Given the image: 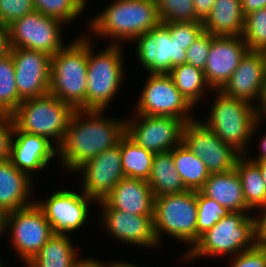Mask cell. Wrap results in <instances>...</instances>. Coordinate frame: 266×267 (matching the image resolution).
Segmentation results:
<instances>
[{
	"mask_svg": "<svg viewBox=\"0 0 266 267\" xmlns=\"http://www.w3.org/2000/svg\"><path fill=\"white\" fill-rule=\"evenodd\" d=\"M255 163L259 166L261 175L263 177V181L266 185V160H262V161H255Z\"/></svg>",
	"mask_w": 266,
	"mask_h": 267,
	"instance_id": "51",
	"label": "cell"
},
{
	"mask_svg": "<svg viewBox=\"0 0 266 267\" xmlns=\"http://www.w3.org/2000/svg\"><path fill=\"white\" fill-rule=\"evenodd\" d=\"M126 119V134L138 145L153 153L173 150L182 143V119L168 116L134 115Z\"/></svg>",
	"mask_w": 266,
	"mask_h": 267,
	"instance_id": "13",
	"label": "cell"
},
{
	"mask_svg": "<svg viewBox=\"0 0 266 267\" xmlns=\"http://www.w3.org/2000/svg\"><path fill=\"white\" fill-rule=\"evenodd\" d=\"M154 198L147 181L123 177L97 204L135 215H154Z\"/></svg>",
	"mask_w": 266,
	"mask_h": 267,
	"instance_id": "22",
	"label": "cell"
},
{
	"mask_svg": "<svg viewBox=\"0 0 266 267\" xmlns=\"http://www.w3.org/2000/svg\"><path fill=\"white\" fill-rule=\"evenodd\" d=\"M232 257L231 267H266V249L261 244Z\"/></svg>",
	"mask_w": 266,
	"mask_h": 267,
	"instance_id": "40",
	"label": "cell"
},
{
	"mask_svg": "<svg viewBox=\"0 0 266 267\" xmlns=\"http://www.w3.org/2000/svg\"><path fill=\"white\" fill-rule=\"evenodd\" d=\"M75 172L82 173V190L96 203L101 201L124 177L119 144L88 160Z\"/></svg>",
	"mask_w": 266,
	"mask_h": 267,
	"instance_id": "17",
	"label": "cell"
},
{
	"mask_svg": "<svg viewBox=\"0 0 266 267\" xmlns=\"http://www.w3.org/2000/svg\"><path fill=\"white\" fill-rule=\"evenodd\" d=\"M56 155L57 148L45 137L14 128L10 160L18 170L34 179L33 171L44 170Z\"/></svg>",
	"mask_w": 266,
	"mask_h": 267,
	"instance_id": "20",
	"label": "cell"
},
{
	"mask_svg": "<svg viewBox=\"0 0 266 267\" xmlns=\"http://www.w3.org/2000/svg\"><path fill=\"white\" fill-rule=\"evenodd\" d=\"M68 235L53 234L27 267H75L81 260Z\"/></svg>",
	"mask_w": 266,
	"mask_h": 267,
	"instance_id": "26",
	"label": "cell"
},
{
	"mask_svg": "<svg viewBox=\"0 0 266 267\" xmlns=\"http://www.w3.org/2000/svg\"><path fill=\"white\" fill-rule=\"evenodd\" d=\"M96 202L83 191L63 189L52 193L49 198L35 201L43 210L52 227L53 234L68 235L79 230L88 220L89 206Z\"/></svg>",
	"mask_w": 266,
	"mask_h": 267,
	"instance_id": "15",
	"label": "cell"
},
{
	"mask_svg": "<svg viewBox=\"0 0 266 267\" xmlns=\"http://www.w3.org/2000/svg\"><path fill=\"white\" fill-rule=\"evenodd\" d=\"M108 267H144V266H140V265H136L135 263H129V262H122V261H110L108 263Z\"/></svg>",
	"mask_w": 266,
	"mask_h": 267,
	"instance_id": "50",
	"label": "cell"
},
{
	"mask_svg": "<svg viewBox=\"0 0 266 267\" xmlns=\"http://www.w3.org/2000/svg\"><path fill=\"white\" fill-rule=\"evenodd\" d=\"M6 230L13 250L24 264L28 263L53 236L50 223L36 202L8 212Z\"/></svg>",
	"mask_w": 266,
	"mask_h": 267,
	"instance_id": "9",
	"label": "cell"
},
{
	"mask_svg": "<svg viewBox=\"0 0 266 267\" xmlns=\"http://www.w3.org/2000/svg\"><path fill=\"white\" fill-rule=\"evenodd\" d=\"M243 14L247 15L260 8H266V0H241Z\"/></svg>",
	"mask_w": 266,
	"mask_h": 267,
	"instance_id": "45",
	"label": "cell"
},
{
	"mask_svg": "<svg viewBox=\"0 0 266 267\" xmlns=\"http://www.w3.org/2000/svg\"><path fill=\"white\" fill-rule=\"evenodd\" d=\"M156 4L162 23L200 21L193 0H156Z\"/></svg>",
	"mask_w": 266,
	"mask_h": 267,
	"instance_id": "35",
	"label": "cell"
},
{
	"mask_svg": "<svg viewBox=\"0 0 266 267\" xmlns=\"http://www.w3.org/2000/svg\"><path fill=\"white\" fill-rule=\"evenodd\" d=\"M102 227L107 233L123 243L134 246L159 247L155 230L154 215H135L111 207H102Z\"/></svg>",
	"mask_w": 266,
	"mask_h": 267,
	"instance_id": "19",
	"label": "cell"
},
{
	"mask_svg": "<svg viewBox=\"0 0 266 267\" xmlns=\"http://www.w3.org/2000/svg\"><path fill=\"white\" fill-rule=\"evenodd\" d=\"M262 246L266 249V241L262 244Z\"/></svg>",
	"mask_w": 266,
	"mask_h": 267,
	"instance_id": "54",
	"label": "cell"
},
{
	"mask_svg": "<svg viewBox=\"0 0 266 267\" xmlns=\"http://www.w3.org/2000/svg\"><path fill=\"white\" fill-rule=\"evenodd\" d=\"M69 43L51 56L49 93L74 109L86 110L87 37Z\"/></svg>",
	"mask_w": 266,
	"mask_h": 267,
	"instance_id": "3",
	"label": "cell"
},
{
	"mask_svg": "<svg viewBox=\"0 0 266 267\" xmlns=\"http://www.w3.org/2000/svg\"><path fill=\"white\" fill-rule=\"evenodd\" d=\"M244 20L241 0H216L202 23L213 36H241Z\"/></svg>",
	"mask_w": 266,
	"mask_h": 267,
	"instance_id": "25",
	"label": "cell"
},
{
	"mask_svg": "<svg viewBox=\"0 0 266 267\" xmlns=\"http://www.w3.org/2000/svg\"><path fill=\"white\" fill-rule=\"evenodd\" d=\"M33 11V0H0V24L8 26Z\"/></svg>",
	"mask_w": 266,
	"mask_h": 267,
	"instance_id": "39",
	"label": "cell"
},
{
	"mask_svg": "<svg viewBox=\"0 0 266 267\" xmlns=\"http://www.w3.org/2000/svg\"><path fill=\"white\" fill-rule=\"evenodd\" d=\"M208 118L202 121L221 141L231 145L241 155L248 154V146L261 124L255 106L215 90ZM248 149V150H246Z\"/></svg>",
	"mask_w": 266,
	"mask_h": 267,
	"instance_id": "4",
	"label": "cell"
},
{
	"mask_svg": "<svg viewBox=\"0 0 266 267\" xmlns=\"http://www.w3.org/2000/svg\"><path fill=\"white\" fill-rule=\"evenodd\" d=\"M168 74L176 88L194 108V105L207 94V90L212 91L205 80L204 71L193 65L187 63L177 65Z\"/></svg>",
	"mask_w": 266,
	"mask_h": 267,
	"instance_id": "31",
	"label": "cell"
},
{
	"mask_svg": "<svg viewBox=\"0 0 266 267\" xmlns=\"http://www.w3.org/2000/svg\"><path fill=\"white\" fill-rule=\"evenodd\" d=\"M120 153L124 177L147 181L155 153L138 145L127 134L120 139Z\"/></svg>",
	"mask_w": 266,
	"mask_h": 267,
	"instance_id": "30",
	"label": "cell"
},
{
	"mask_svg": "<svg viewBox=\"0 0 266 267\" xmlns=\"http://www.w3.org/2000/svg\"><path fill=\"white\" fill-rule=\"evenodd\" d=\"M256 244L254 216L249 212H229L202 233L182 259L191 262L203 256H235Z\"/></svg>",
	"mask_w": 266,
	"mask_h": 267,
	"instance_id": "5",
	"label": "cell"
},
{
	"mask_svg": "<svg viewBox=\"0 0 266 267\" xmlns=\"http://www.w3.org/2000/svg\"><path fill=\"white\" fill-rule=\"evenodd\" d=\"M197 230L198 239L202 233L212 228L220 218L225 217L230 211L218 204L215 200L204 196L197 191Z\"/></svg>",
	"mask_w": 266,
	"mask_h": 267,
	"instance_id": "36",
	"label": "cell"
},
{
	"mask_svg": "<svg viewBox=\"0 0 266 267\" xmlns=\"http://www.w3.org/2000/svg\"><path fill=\"white\" fill-rule=\"evenodd\" d=\"M255 109L258 122L261 123L263 122L262 120H266V84L263 87L258 104L255 105Z\"/></svg>",
	"mask_w": 266,
	"mask_h": 267,
	"instance_id": "46",
	"label": "cell"
},
{
	"mask_svg": "<svg viewBox=\"0 0 266 267\" xmlns=\"http://www.w3.org/2000/svg\"><path fill=\"white\" fill-rule=\"evenodd\" d=\"M248 157L241 155L236 161L235 169L242 183L244 200L253 211L266 203V185L259 166Z\"/></svg>",
	"mask_w": 266,
	"mask_h": 267,
	"instance_id": "29",
	"label": "cell"
},
{
	"mask_svg": "<svg viewBox=\"0 0 266 267\" xmlns=\"http://www.w3.org/2000/svg\"><path fill=\"white\" fill-rule=\"evenodd\" d=\"M148 79L137 101L136 113L144 116H168L194 120L193 106L176 88L169 74L148 73Z\"/></svg>",
	"mask_w": 266,
	"mask_h": 267,
	"instance_id": "10",
	"label": "cell"
},
{
	"mask_svg": "<svg viewBox=\"0 0 266 267\" xmlns=\"http://www.w3.org/2000/svg\"><path fill=\"white\" fill-rule=\"evenodd\" d=\"M13 131L11 116H0V162L10 159Z\"/></svg>",
	"mask_w": 266,
	"mask_h": 267,
	"instance_id": "41",
	"label": "cell"
},
{
	"mask_svg": "<svg viewBox=\"0 0 266 267\" xmlns=\"http://www.w3.org/2000/svg\"><path fill=\"white\" fill-rule=\"evenodd\" d=\"M104 261L101 262L98 259H92L90 258H82L76 265L75 267H108V262L103 263Z\"/></svg>",
	"mask_w": 266,
	"mask_h": 267,
	"instance_id": "47",
	"label": "cell"
},
{
	"mask_svg": "<svg viewBox=\"0 0 266 267\" xmlns=\"http://www.w3.org/2000/svg\"><path fill=\"white\" fill-rule=\"evenodd\" d=\"M11 40L9 27L0 24V58H3L11 53Z\"/></svg>",
	"mask_w": 266,
	"mask_h": 267,
	"instance_id": "44",
	"label": "cell"
},
{
	"mask_svg": "<svg viewBox=\"0 0 266 267\" xmlns=\"http://www.w3.org/2000/svg\"><path fill=\"white\" fill-rule=\"evenodd\" d=\"M216 0H193V7L196 12V17L200 21H204L209 15Z\"/></svg>",
	"mask_w": 266,
	"mask_h": 267,
	"instance_id": "43",
	"label": "cell"
},
{
	"mask_svg": "<svg viewBox=\"0 0 266 267\" xmlns=\"http://www.w3.org/2000/svg\"><path fill=\"white\" fill-rule=\"evenodd\" d=\"M197 191L165 194L154 198V230L157 241L162 233L185 242L190 249L198 241Z\"/></svg>",
	"mask_w": 266,
	"mask_h": 267,
	"instance_id": "8",
	"label": "cell"
},
{
	"mask_svg": "<svg viewBox=\"0 0 266 267\" xmlns=\"http://www.w3.org/2000/svg\"><path fill=\"white\" fill-rule=\"evenodd\" d=\"M8 211L0 206V235L6 233Z\"/></svg>",
	"mask_w": 266,
	"mask_h": 267,
	"instance_id": "49",
	"label": "cell"
},
{
	"mask_svg": "<svg viewBox=\"0 0 266 267\" xmlns=\"http://www.w3.org/2000/svg\"><path fill=\"white\" fill-rule=\"evenodd\" d=\"M0 267H5V264L0 261Z\"/></svg>",
	"mask_w": 266,
	"mask_h": 267,
	"instance_id": "53",
	"label": "cell"
},
{
	"mask_svg": "<svg viewBox=\"0 0 266 267\" xmlns=\"http://www.w3.org/2000/svg\"><path fill=\"white\" fill-rule=\"evenodd\" d=\"M15 67V81L19 97H41L49 93L51 56L41 51L24 48L11 49Z\"/></svg>",
	"mask_w": 266,
	"mask_h": 267,
	"instance_id": "16",
	"label": "cell"
},
{
	"mask_svg": "<svg viewBox=\"0 0 266 267\" xmlns=\"http://www.w3.org/2000/svg\"><path fill=\"white\" fill-rule=\"evenodd\" d=\"M64 24L57 18L34 10L8 25L11 46L53 56L65 46L61 39Z\"/></svg>",
	"mask_w": 266,
	"mask_h": 267,
	"instance_id": "11",
	"label": "cell"
},
{
	"mask_svg": "<svg viewBox=\"0 0 266 267\" xmlns=\"http://www.w3.org/2000/svg\"><path fill=\"white\" fill-rule=\"evenodd\" d=\"M23 100L15 81V67L11 54L0 58V116H10Z\"/></svg>",
	"mask_w": 266,
	"mask_h": 267,
	"instance_id": "32",
	"label": "cell"
},
{
	"mask_svg": "<svg viewBox=\"0 0 266 267\" xmlns=\"http://www.w3.org/2000/svg\"><path fill=\"white\" fill-rule=\"evenodd\" d=\"M172 156L185 188L199 191L210 175L205 163L183 143L172 150Z\"/></svg>",
	"mask_w": 266,
	"mask_h": 267,
	"instance_id": "28",
	"label": "cell"
},
{
	"mask_svg": "<svg viewBox=\"0 0 266 267\" xmlns=\"http://www.w3.org/2000/svg\"><path fill=\"white\" fill-rule=\"evenodd\" d=\"M264 85V64L261 52L248 51L220 90L227 96L255 106L253 103L256 100V103L259 102Z\"/></svg>",
	"mask_w": 266,
	"mask_h": 267,
	"instance_id": "21",
	"label": "cell"
},
{
	"mask_svg": "<svg viewBox=\"0 0 266 267\" xmlns=\"http://www.w3.org/2000/svg\"><path fill=\"white\" fill-rule=\"evenodd\" d=\"M248 51L266 50V8H260L245 15L242 33Z\"/></svg>",
	"mask_w": 266,
	"mask_h": 267,
	"instance_id": "34",
	"label": "cell"
},
{
	"mask_svg": "<svg viewBox=\"0 0 266 267\" xmlns=\"http://www.w3.org/2000/svg\"><path fill=\"white\" fill-rule=\"evenodd\" d=\"M262 215L254 217L255 237L257 244H263L266 241V203L256 208Z\"/></svg>",
	"mask_w": 266,
	"mask_h": 267,
	"instance_id": "42",
	"label": "cell"
},
{
	"mask_svg": "<svg viewBox=\"0 0 266 267\" xmlns=\"http://www.w3.org/2000/svg\"><path fill=\"white\" fill-rule=\"evenodd\" d=\"M199 191L230 212H252L244 200L242 183L235 168L225 173H211Z\"/></svg>",
	"mask_w": 266,
	"mask_h": 267,
	"instance_id": "24",
	"label": "cell"
},
{
	"mask_svg": "<svg viewBox=\"0 0 266 267\" xmlns=\"http://www.w3.org/2000/svg\"><path fill=\"white\" fill-rule=\"evenodd\" d=\"M33 179L18 170L11 160L0 162V206L11 212L30 206ZM29 197V198H28Z\"/></svg>",
	"mask_w": 266,
	"mask_h": 267,
	"instance_id": "23",
	"label": "cell"
},
{
	"mask_svg": "<svg viewBox=\"0 0 266 267\" xmlns=\"http://www.w3.org/2000/svg\"><path fill=\"white\" fill-rule=\"evenodd\" d=\"M147 182L152 189L154 197L181 193L187 190L175 168L172 150L155 153Z\"/></svg>",
	"mask_w": 266,
	"mask_h": 267,
	"instance_id": "27",
	"label": "cell"
},
{
	"mask_svg": "<svg viewBox=\"0 0 266 267\" xmlns=\"http://www.w3.org/2000/svg\"><path fill=\"white\" fill-rule=\"evenodd\" d=\"M89 37L87 36L86 110L106 111L124 80L123 48L121 45L110 44L95 54L92 37Z\"/></svg>",
	"mask_w": 266,
	"mask_h": 267,
	"instance_id": "7",
	"label": "cell"
},
{
	"mask_svg": "<svg viewBox=\"0 0 266 267\" xmlns=\"http://www.w3.org/2000/svg\"><path fill=\"white\" fill-rule=\"evenodd\" d=\"M74 108L50 93L24 99L10 115L17 131L45 137L60 146Z\"/></svg>",
	"mask_w": 266,
	"mask_h": 267,
	"instance_id": "6",
	"label": "cell"
},
{
	"mask_svg": "<svg viewBox=\"0 0 266 267\" xmlns=\"http://www.w3.org/2000/svg\"><path fill=\"white\" fill-rule=\"evenodd\" d=\"M211 41L212 34L203 31L186 50L185 63L204 70L210 51Z\"/></svg>",
	"mask_w": 266,
	"mask_h": 267,
	"instance_id": "38",
	"label": "cell"
},
{
	"mask_svg": "<svg viewBox=\"0 0 266 267\" xmlns=\"http://www.w3.org/2000/svg\"><path fill=\"white\" fill-rule=\"evenodd\" d=\"M135 41L137 57L149 73L168 74L173 67L185 63L184 46L171 38L169 29L163 23Z\"/></svg>",
	"mask_w": 266,
	"mask_h": 267,
	"instance_id": "14",
	"label": "cell"
},
{
	"mask_svg": "<svg viewBox=\"0 0 266 267\" xmlns=\"http://www.w3.org/2000/svg\"><path fill=\"white\" fill-rule=\"evenodd\" d=\"M260 154H258V156L254 157V158H248L250 161L255 162V161H262V160H266V134L262 136L261 140H260Z\"/></svg>",
	"mask_w": 266,
	"mask_h": 267,
	"instance_id": "48",
	"label": "cell"
},
{
	"mask_svg": "<svg viewBox=\"0 0 266 267\" xmlns=\"http://www.w3.org/2000/svg\"><path fill=\"white\" fill-rule=\"evenodd\" d=\"M104 113L105 110H74L63 141L57 148V157L70 174L96 155L119 144L126 134V120L110 119Z\"/></svg>",
	"mask_w": 266,
	"mask_h": 267,
	"instance_id": "1",
	"label": "cell"
},
{
	"mask_svg": "<svg viewBox=\"0 0 266 267\" xmlns=\"http://www.w3.org/2000/svg\"><path fill=\"white\" fill-rule=\"evenodd\" d=\"M182 143L200 158L209 173H225L235 168L241 154L224 143L202 121H188L183 127Z\"/></svg>",
	"mask_w": 266,
	"mask_h": 267,
	"instance_id": "12",
	"label": "cell"
},
{
	"mask_svg": "<svg viewBox=\"0 0 266 267\" xmlns=\"http://www.w3.org/2000/svg\"><path fill=\"white\" fill-rule=\"evenodd\" d=\"M87 2V0H33V6L35 11L69 24L81 14Z\"/></svg>",
	"mask_w": 266,
	"mask_h": 267,
	"instance_id": "33",
	"label": "cell"
},
{
	"mask_svg": "<svg viewBox=\"0 0 266 267\" xmlns=\"http://www.w3.org/2000/svg\"><path fill=\"white\" fill-rule=\"evenodd\" d=\"M163 24L169 29L171 38H175L179 44L184 46L185 50H187L204 31L202 21L171 22Z\"/></svg>",
	"mask_w": 266,
	"mask_h": 267,
	"instance_id": "37",
	"label": "cell"
},
{
	"mask_svg": "<svg viewBox=\"0 0 266 267\" xmlns=\"http://www.w3.org/2000/svg\"><path fill=\"white\" fill-rule=\"evenodd\" d=\"M248 52L242 36H213L207 56L204 77L214 90H220Z\"/></svg>",
	"mask_w": 266,
	"mask_h": 267,
	"instance_id": "18",
	"label": "cell"
},
{
	"mask_svg": "<svg viewBox=\"0 0 266 267\" xmlns=\"http://www.w3.org/2000/svg\"><path fill=\"white\" fill-rule=\"evenodd\" d=\"M88 23L89 35L112 38L110 44L121 45L123 41H134L162 22L156 0H115Z\"/></svg>",
	"mask_w": 266,
	"mask_h": 267,
	"instance_id": "2",
	"label": "cell"
},
{
	"mask_svg": "<svg viewBox=\"0 0 266 267\" xmlns=\"http://www.w3.org/2000/svg\"><path fill=\"white\" fill-rule=\"evenodd\" d=\"M262 55V60L264 64V82L266 84V50L260 51Z\"/></svg>",
	"mask_w": 266,
	"mask_h": 267,
	"instance_id": "52",
	"label": "cell"
}]
</instances>
